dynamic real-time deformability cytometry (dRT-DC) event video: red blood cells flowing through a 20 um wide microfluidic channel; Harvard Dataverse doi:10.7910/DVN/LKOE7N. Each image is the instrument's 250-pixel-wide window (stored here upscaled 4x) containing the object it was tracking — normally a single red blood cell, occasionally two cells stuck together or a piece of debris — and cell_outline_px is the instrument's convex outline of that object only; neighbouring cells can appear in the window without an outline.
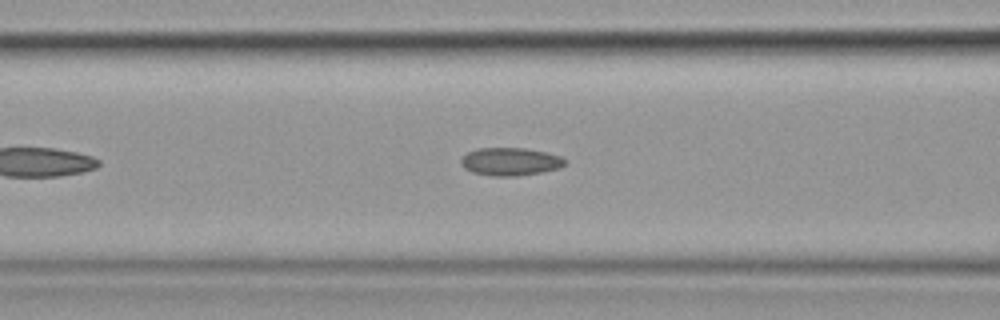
{"species": "common noctule bat (a hibernating species)", "species_latin": "Nyctalus noctula", "temperature_condition": "cold", "stored_images_in_passage": 34, "camera_frame_rate_fps": 3000, "um_per_image_px": 0.085, "animal": {"sex": "female", "body_mass_g": 19.9}, "frame": {"image": 1, "passage_image": 12, "time_ms": 3.667, "image_size_px": [1000, 320], "cell_outline_px": [[564, 164], [560, 168], [540, 172], [516, 176], [492, 176], [472, 172], [464, 168], [460, 164], [460, 160], [468, 152], [476, 148], [524, 148], [544, 152], [560, 156], [564, 160]], "centroid_in_image_um": [43.32, 13.74], "position_along_channel_um": 123.3, "area_um2": 16.76}}
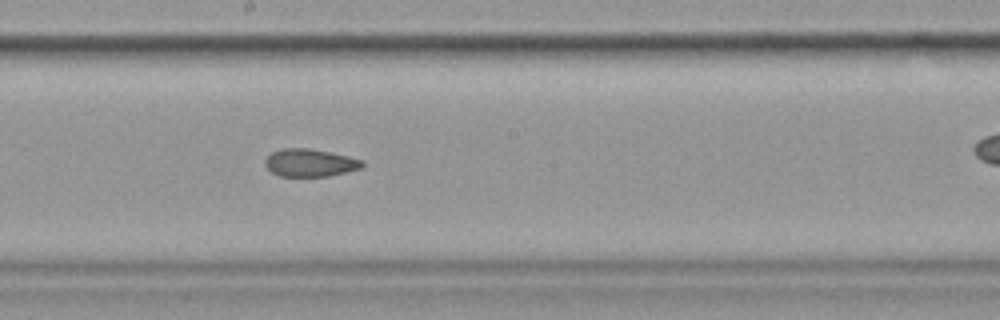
{"frame": {"image": 2, "passage_image": 20, "time_ms": 6.333, "image_size_px": [1000, 320], "cell_outline_px": [[364, 164], [360, 168], [328, 176], [280, 176], [272, 172], [264, 164], [264, 160], [272, 152], [284, 148], [308, 148], [348, 156], [364, 160]], "centroid_in_image_um": [26.33, 13.83], "position_along_channel_um": 221.9, "area_um2": 15.49}}
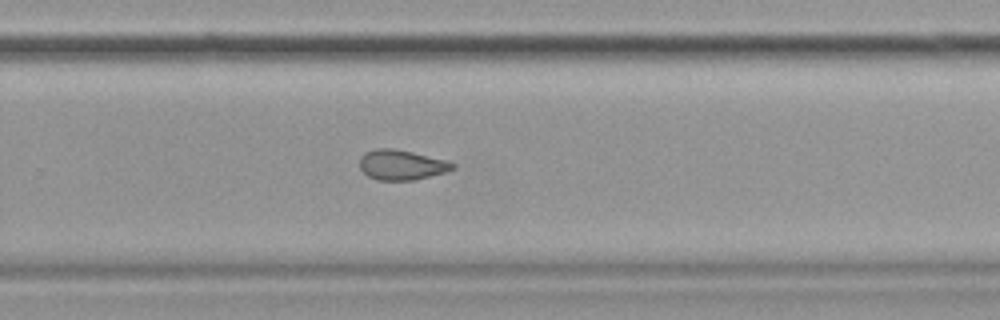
{"frame": {"image": 3, "passage_image": 26, "time_ms": 8.333, "image_size_px": [1000, 320], "cell_outline_px": [[456, 168], [444, 172], [416, 180], [376, 180], [368, 176], [360, 168], [360, 156], [364, 152], [376, 148], [392, 148], [412, 152], [444, 160], [456, 164]], "centroid_in_image_um": [34.1, 14.01], "position_along_channel_um": 295.7, "area_um2": 16.24}}